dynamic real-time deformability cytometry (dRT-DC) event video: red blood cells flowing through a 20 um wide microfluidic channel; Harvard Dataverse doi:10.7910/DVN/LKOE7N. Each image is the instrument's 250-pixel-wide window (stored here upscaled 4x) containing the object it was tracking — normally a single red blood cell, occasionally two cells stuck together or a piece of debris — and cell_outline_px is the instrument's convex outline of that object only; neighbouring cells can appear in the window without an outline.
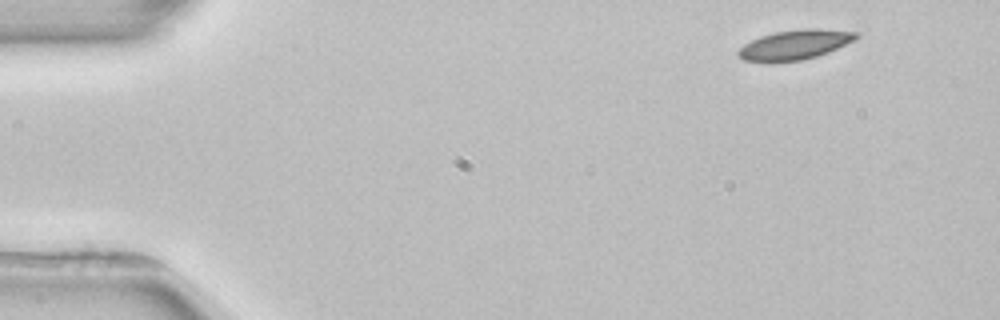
{"species": "common noctule bat (a hibernating species)", "species_latin": "Nyctalus noctula", "temperature_condition": "room temperature", "stored_images_in_passage": 3, "camera_frame_rate_fps": 3000, "um_per_image_px": 0.085, "animal": {"sex": "female", "body_mass_g": 22.7, "forearm_length_mm": 54.2}, "frame": {"image": 1, "passage_image": 1, "time_ms": 0.0, "image_size_px": [1000, 320], "cell_outline_px": [[860, 36], [828, 52], [816, 56], [800, 60], [744, 60], [736, 56], [736, 52], [744, 44], [760, 36], [776, 32], [804, 28], [820, 28], [856, 32]], "centroid_in_image_um": [67.55, 3.77], "position_along_channel_um": 17.4, "area_um2": 19.77}}